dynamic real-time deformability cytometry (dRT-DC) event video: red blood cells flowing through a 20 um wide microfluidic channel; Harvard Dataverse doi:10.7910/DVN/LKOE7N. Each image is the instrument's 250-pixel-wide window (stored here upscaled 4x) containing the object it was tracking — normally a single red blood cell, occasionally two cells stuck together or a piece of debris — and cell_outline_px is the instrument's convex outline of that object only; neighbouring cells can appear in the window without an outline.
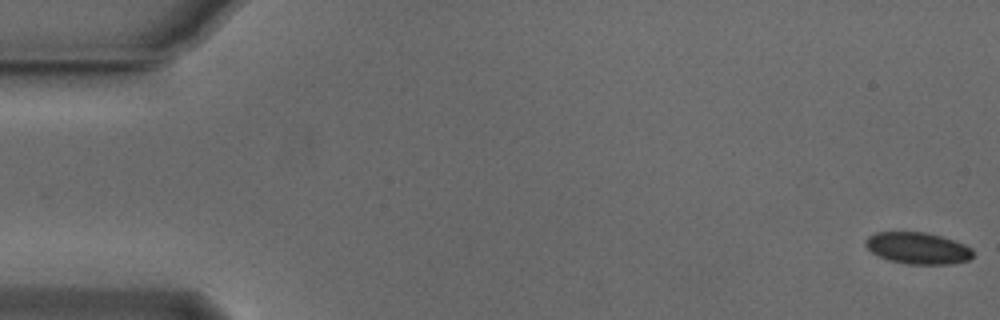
{"species": "Egyptian fruit bat (a non-hibernating species)", "species_latin": "Rousettus aegyptiacus", "temperature_condition": "cold", "stored_images_in_passage": 54, "camera_frame_rate_fps": 3000, "um_per_image_px": 0.085, "animal": {"sex": "male"}, "frame": {"image": 1, "passage_image": 1, "time_ms": 0.0, "image_size_px": [1000, 320], "cell_outline_px": [[972, 256], [968, 260], [948, 264], [908, 264], [888, 260], [872, 252], [864, 244], [864, 240], [868, 236], [876, 232], [924, 232], [940, 236], [964, 244], [972, 248]], "centroid_in_image_um": [77.98, 21.09], "position_along_channel_um": 7.0, "area_um2": 19.65}}
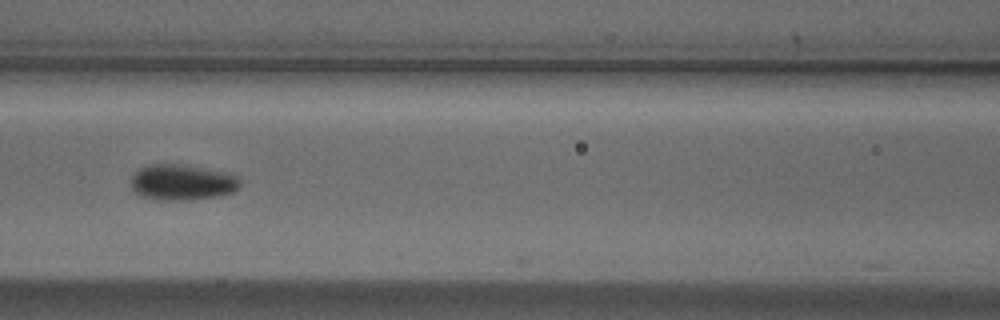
{"frame": {"image": 2, "passage_image": 24, "time_ms": 7.667, "image_size_px": [1000, 320], "cell_outline_px": [[240, 188], [232, 192], [220, 196], [192, 200], [156, 200], [140, 196], [132, 192], [128, 184], [128, 180], [140, 168], [148, 164], [176, 164], [224, 172], [236, 176], [240, 180]], "centroid_in_image_um": [15.4, 15.52], "position_along_channel_um": 151.2, "area_um2": 23.06}}
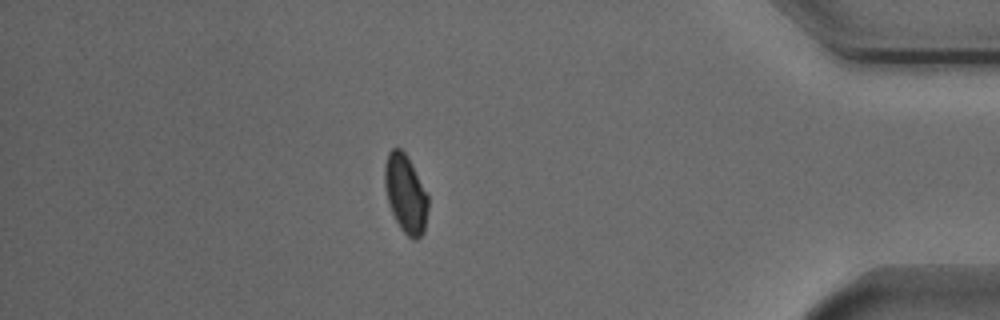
{"frame": {"image": 3, "passage_image": 47, "time_ms": 15.333, "image_size_px": [1000, 320], "cell_outline_px": [[428, 208], [424, 232], [416, 240], [412, 240], [400, 228], [388, 204], [384, 184], [384, 164], [388, 152], [392, 148], [400, 148], [404, 152], [428, 196]], "centroid_in_image_um": [34.45, 16.49], "position_along_channel_um": 400.7, "area_um2": 19.59}, "authors_computed_cell_mechanics": {"area_um2": 20.5768, "velocity_mm_per_s": 3.8186, "shape_relaxation_time_tau1_ms": 3.7659, "shape_relaxation_time_tau2_ms": 2.8668, "deformation_change_tau1": 0.0684, "deformation_change_tau2": 0.061}}